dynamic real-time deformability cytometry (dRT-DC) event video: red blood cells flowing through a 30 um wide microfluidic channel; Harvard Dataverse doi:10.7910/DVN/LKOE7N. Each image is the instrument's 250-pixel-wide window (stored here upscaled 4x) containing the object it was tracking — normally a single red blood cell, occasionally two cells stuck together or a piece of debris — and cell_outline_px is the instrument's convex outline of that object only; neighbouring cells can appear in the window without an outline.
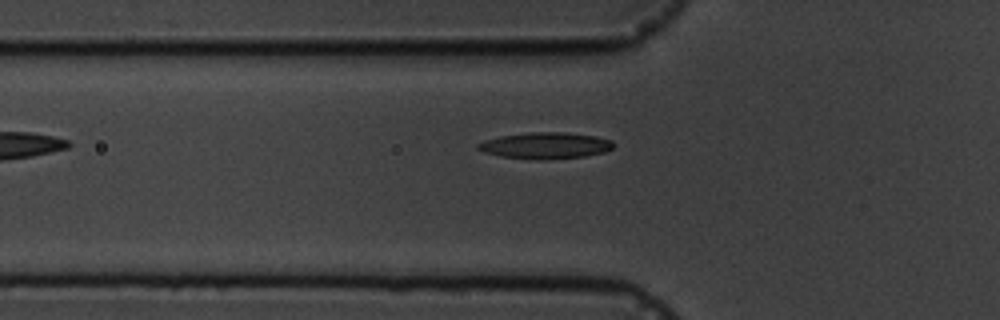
{"species": "common noctule bat (a hibernating species)", "species_latin": "Nyctalus noctula", "temperature_condition": "cold", "stored_images_in_passage": 6, "camera_frame_rate_fps": 3000, "um_per_image_px": 0.085, "animal": {"sex": "male", "body_mass_g": 19.5, "forearm_length_mm": 54.6}, "frame": {"image": 1, "passage_image": 6, "time_ms": 5.667, "image_size_px": [1000, 320], "cell_outline_px": [[612, 148], [604, 152], [584, 156], [544, 160], [540, 160], [500, 156], [484, 152], [476, 148], [476, 144], [484, 140], [500, 136], [528, 132], [564, 132], [596, 136], [612, 140]], "centroid_in_image_um": [46.33, 12.37], "position_along_channel_um": 79.5, "area_um2": 20.81}}